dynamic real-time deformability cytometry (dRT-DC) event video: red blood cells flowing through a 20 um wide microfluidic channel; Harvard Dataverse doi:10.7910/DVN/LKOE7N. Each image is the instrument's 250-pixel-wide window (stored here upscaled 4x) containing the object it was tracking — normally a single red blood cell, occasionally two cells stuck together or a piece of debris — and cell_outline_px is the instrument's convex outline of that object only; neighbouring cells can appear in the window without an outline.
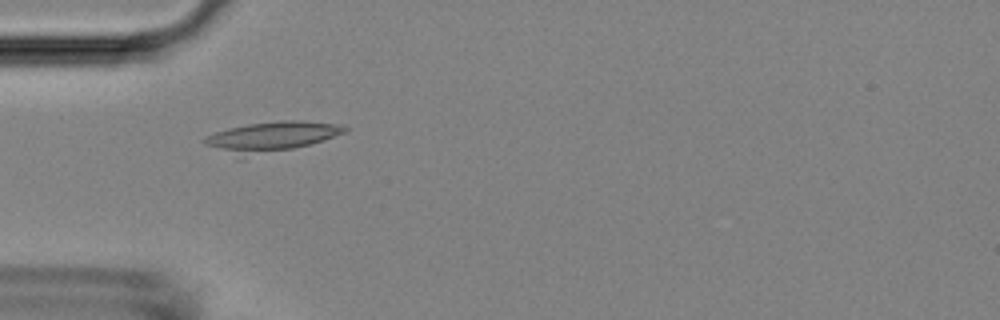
{"species": "Egyptian fruit bat (a non-hibernating species)", "species_latin": "Rousettus aegyptiacus", "temperature_condition": "room temperature", "stored_images_in_passage": 7, "camera_frame_rate_fps": 3000, "um_per_image_px": 0.085, "animal": {"sex": "female"}, "frame": {"image": 1, "passage_image": 5, "time_ms": 4.667, "image_size_px": [1000, 320], "cell_outline_px": [[348, 132], [312, 144], [244, 160], [236, 160], [204, 144], [200, 140], [204, 136], [228, 128], [248, 124], [284, 120], [300, 120], [344, 124], [348, 128]], "centroid_in_image_um": [22.99, 11.68], "position_along_channel_um": 62.0, "area_um2": 25.95}}